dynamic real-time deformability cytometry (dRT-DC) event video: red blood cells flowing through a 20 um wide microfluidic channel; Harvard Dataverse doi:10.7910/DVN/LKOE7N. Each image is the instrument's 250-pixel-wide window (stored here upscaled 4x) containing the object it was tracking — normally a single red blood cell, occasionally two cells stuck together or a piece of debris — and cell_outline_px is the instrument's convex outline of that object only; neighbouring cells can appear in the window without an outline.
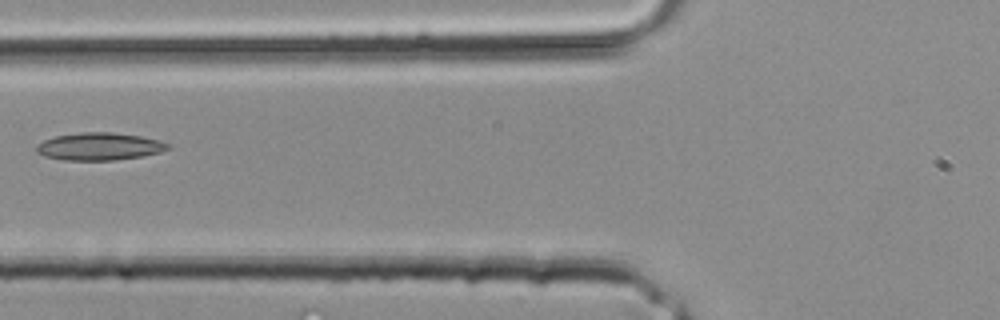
{"species": "common noctule bat (a hibernating species)", "species_latin": "Nyctalus noctula", "temperature_condition": "room temperature", "stored_images_in_passage": 29, "camera_frame_rate_fps": 3000, "um_per_image_px": 0.085, "animal": {"sex": "male", "body_mass_g": 20.4}, "frame": {"image": 1, "passage_image": 8, "time_ms": 2.333, "image_size_px": [1000, 320], "cell_outline_px": [[172, 148], [160, 152], [140, 156], [116, 160], [64, 160], [44, 156], [36, 152], [36, 144], [44, 140], [56, 136], [80, 132], [112, 132], [140, 136], [160, 140], [172, 144]], "centroid_in_image_um": [8.47, 12.44], "position_along_channel_um": 117.3, "area_um2": 21.21}}
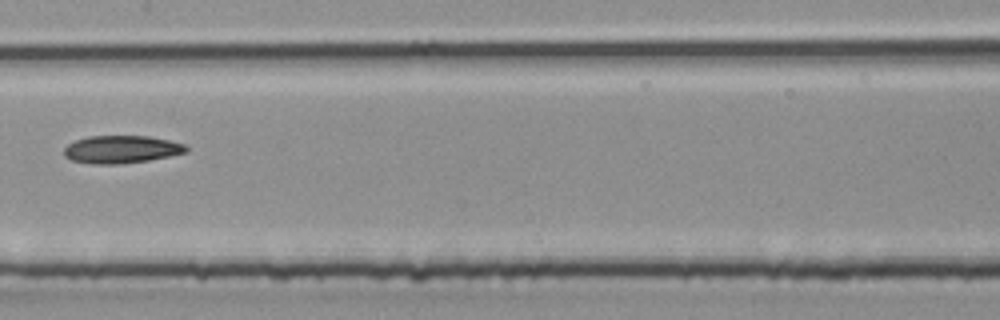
{"frame": {"image": 2, "passage_image": 12, "time_ms": 3.667, "image_size_px": [1000, 320], "cell_outline_px": [[188, 152], [148, 160], [120, 164], [92, 164], [72, 160], [64, 156], [64, 148], [68, 144], [76, 140], [88, 136], [148, 136], [168, 140], [184, 144], [188, 148]], "centroid_in_image_um": [10.3, 12.7], "position_along_channel_um": 197.1, "area_um2": 19.65}}
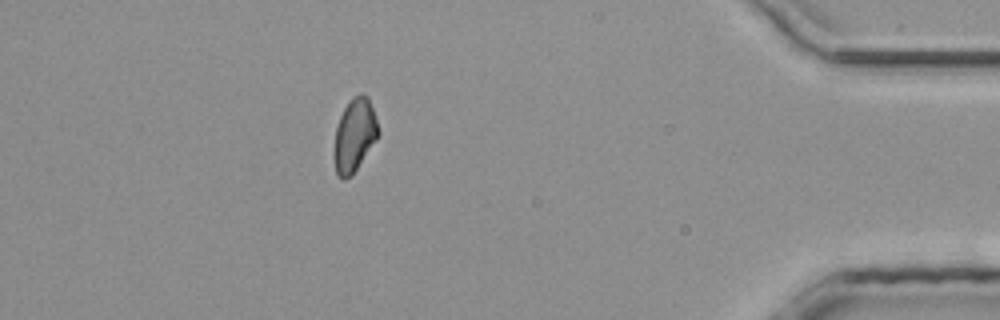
{"frame": {"image": 3, "passage_image": 25, "time_ms": 8.0, "image_size_px": [1000, 320], "cell_outline_px": [[380, 132], [376, 140], [352, 176], [344, 180], [336, 176], [332, 156], [332, 152], [336, 128], [340, 116], [344, 108], [356, 96], [364, 92], [368, 96]], "centroid_in_image_um": [30.1, 11.57], "position_along_channel_um": 405.1, "area_um2": 19.02}}